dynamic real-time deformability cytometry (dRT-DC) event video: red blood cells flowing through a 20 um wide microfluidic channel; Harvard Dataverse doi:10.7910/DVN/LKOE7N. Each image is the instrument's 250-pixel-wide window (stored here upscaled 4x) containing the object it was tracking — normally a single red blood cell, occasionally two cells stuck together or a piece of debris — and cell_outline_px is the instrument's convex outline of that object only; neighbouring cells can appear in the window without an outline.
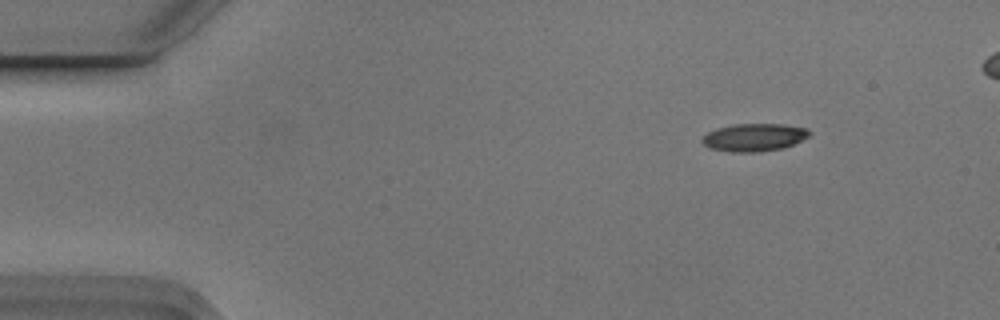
{"species": "Egyptian fruit bat (a non-hibernating species)", "species_latin": "Rousettus aegyptiacus", "temperature_condition": "cold", "stored_images_in_passage": 5, "camera_frame_rate_fps": 3000, "um_per_image_px": 0.085, "animal": {"sex": "male"}, "frame": {"image": 1, "passage_image": 2, "time_ms": 0.333, "image_size_px": [1000, 320], "cell_outline_px": [[812, 132], [808, 136], [784, 148], [756, 152], [728, 152], [712, 148], [704, 144], [700, 140], [708, 132], [716, 128], [732, 124], [784, 124], [808, 128]], "centroid_in_image_um": [64.1, 11.67], "position_along_channel_um": 20.9, "area_um2": 17.34}}